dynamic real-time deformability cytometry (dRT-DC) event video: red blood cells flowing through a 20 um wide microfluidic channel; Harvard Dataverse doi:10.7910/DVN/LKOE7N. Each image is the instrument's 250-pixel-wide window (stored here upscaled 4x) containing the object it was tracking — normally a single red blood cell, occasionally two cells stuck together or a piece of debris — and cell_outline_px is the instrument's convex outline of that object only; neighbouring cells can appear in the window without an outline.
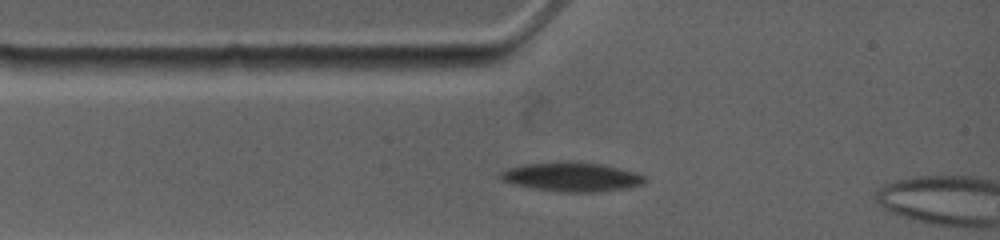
{"species": "common noctule bat (a hibernating species)", "species_latin": "Nyctalus noctula", "temperature_condition": "warm", "stored_images_in_passage": 3, "camera_frame_rate_fps": 4500, "um_per_image_px": 0.085, "animal": {"sex": "female", "body_mass_g": 19.0, "forearm_length_mm": 53.3}, "frame": {"image": 1, "passage_image": 2, "time_ms": 1.111, "image_size_px": [1000, 240], "cell_outline_px": [[648, 180], [644, 184], [624, 188], [592, 192], [564, 192], [536, 188], [512, 184], [500, 180], [500, 172], [508, 168], [524, 164], [564, 160], [572, 160], [604, 164], [636, 172], [644, 176]], "centroid_in_image_um": [48.6, 15.0], "position_along_channel_um": 36.4, "area_um2": 24.8}}